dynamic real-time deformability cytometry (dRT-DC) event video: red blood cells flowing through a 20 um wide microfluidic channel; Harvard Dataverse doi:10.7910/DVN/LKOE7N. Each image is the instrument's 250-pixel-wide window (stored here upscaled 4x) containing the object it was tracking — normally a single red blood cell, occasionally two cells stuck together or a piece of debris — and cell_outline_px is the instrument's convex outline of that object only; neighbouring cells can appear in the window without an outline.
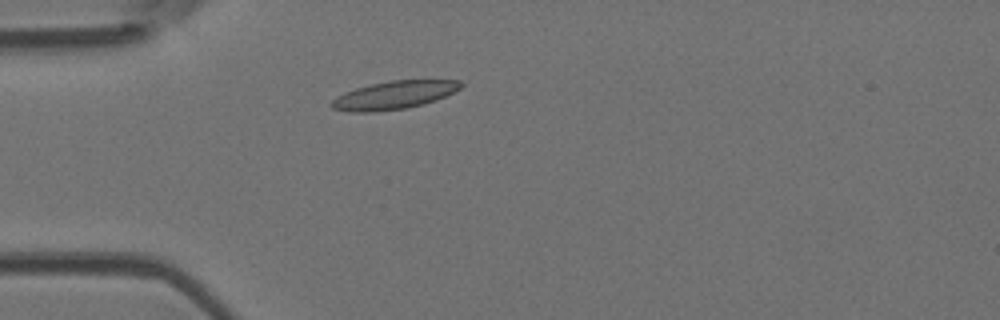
{"species": "Egyptian fruit bat (a non-hibernating species)", "species_latin": "Rousettus aegyptiacus", "temperature_condition": "room temperature", "stored_images_in_passage": 2, "camera_frame_rate_fps": 3000, "um_per_image_px": 0.085, "animal": {"sex": "female"}, "frame": {"image": 1, "passage_image": 2, "time_ms": 2.0, "image_size_px": [1000, 320], "cell_outline_px": [[464, 84], [460, 88], [436, 100], [424, 104], [404, 108], [376, 112], [348, 112], [332, 108], [328, 104], [336, 96], [344, 92], [356, 88], [372, 84], [392, 80], [460, 80]], "centroid_in_image_um": [33.45, 8.09], "position_along_channel_um": 51.6, "area_um2": 21.15}}